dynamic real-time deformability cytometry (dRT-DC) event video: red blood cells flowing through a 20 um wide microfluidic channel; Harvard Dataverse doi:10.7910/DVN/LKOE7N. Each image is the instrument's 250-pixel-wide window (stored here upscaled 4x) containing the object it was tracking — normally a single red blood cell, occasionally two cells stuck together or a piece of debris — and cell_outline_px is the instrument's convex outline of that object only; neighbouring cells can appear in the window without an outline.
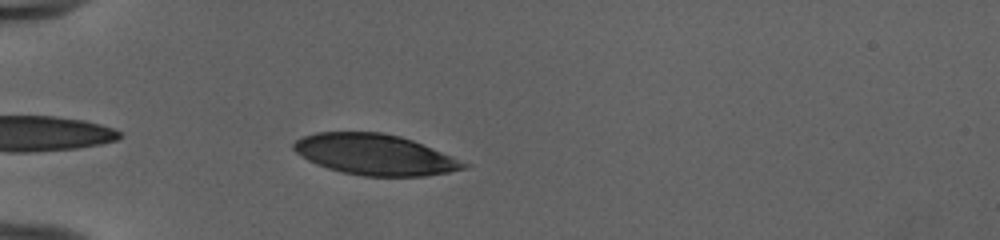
{"species": "human", "species_latin": "Homo sapiens", "temperature_condition": "cold", "stored_images_in_passage": 36, "camera_frame_rate_fps": 3000, "um_per_image_px": 0.085, "donor": {"sex": "female"}, "frame": {"image": 1, "passage_image": 3, "time_ms": 0.667, "image_size_px": [1000, 240], "cell_outline_px": [[472, 164], [468, 168], [448, 172], [424, 176], [364, 176], [340, 172], [316, 164], [308, 160], [296, 152], [292, 148], [292, 144], [296, 140], [304, 136], [316, 132], [380, 132], [400, 136], [412, 140]], "centroid_in_image_um": [31.88, 13.14], "position_along_channel_um": 53.1, "area_um2": 40.4}}
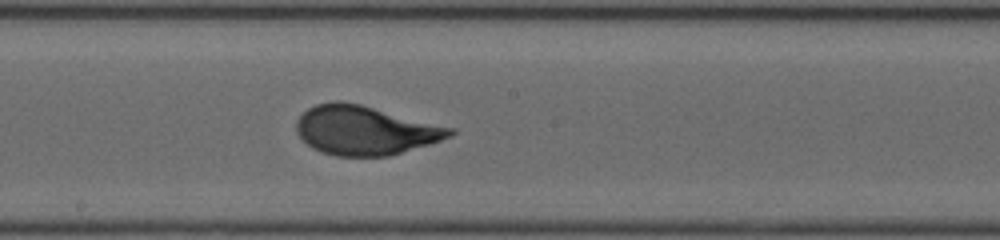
{"frame": {"image": 2, "passage_image": 17, "time_ms": 5.333, "image_size_px": [1000, 240], "cell_outline_px": [[456, 132], [452, 136], [428, 144], [388, 156], [336, 156], [312, 148], [296, 132], [296, 120], [308, 108], [316, 104], [332, 100], [340, 100], [360, 104], [456, 128]], "centroid_in_image_um": [31.03, 11.06], "position_along_channel_um": 217.2, "area_um2": 43.87}}
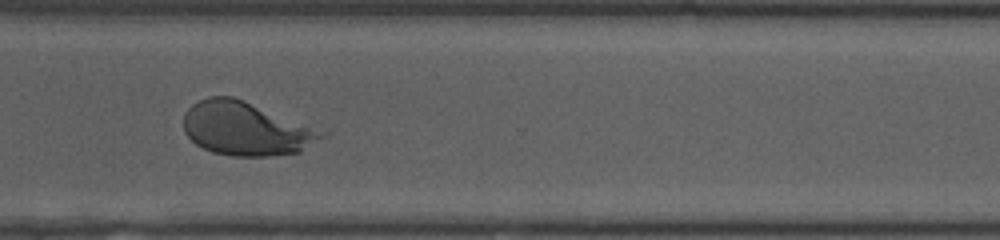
{"frame": {"image": 3, "passage_image": 27, "time_ms": 8.667, "image_size_px": [1000, 240], "cell_outline_px": [[328, 132], [324, 136], [300, 152], [272, 156], [232, 156], [212, 152], [196, 144], [184, 132], [184, 112], [192, 104], [208, 96], [232, 96], [244, 100]], "centroid_in_image_um": [20.89, 10.94], "position_along_channel_um": 349.7, "area_um2": 43.06}, "authors_computed_cell_mechanics": {"area_um2": 43.6101, "velocity_mm_per_s": 3.9747, "shape_relaxation_time_tau1_ms": 3.5465, "shape_relaxation_time_tau2_ms": null, "deformation_change_tau1": 0.1915, "deformation_change_tau2": null}}